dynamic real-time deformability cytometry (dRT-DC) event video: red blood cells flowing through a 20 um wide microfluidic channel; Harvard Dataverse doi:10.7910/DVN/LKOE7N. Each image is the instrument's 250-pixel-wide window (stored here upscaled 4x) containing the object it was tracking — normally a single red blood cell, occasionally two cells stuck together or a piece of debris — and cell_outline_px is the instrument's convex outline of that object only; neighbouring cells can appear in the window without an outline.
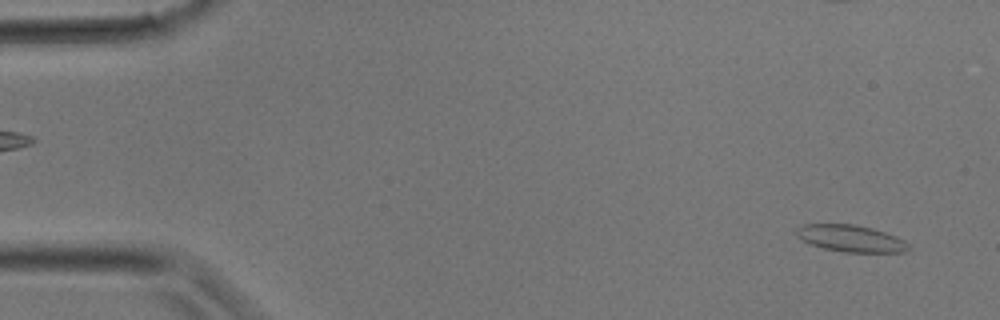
{"species": "common noctule bat (a hibernating species)", "species_latin": "Nyctalus noctula", "temperature_condition": "room temperature", "stored_images_in_passage": 31, "camera_frame_rate_fps": 3000, "um_per_image_px": 0.085, "animal": {"sex": "male", "body_mass_g": 17.9}, "frame": {"image": 1, "passage_image": 1, "time_ms": 0.0, "image_size_px": [1000, 320], "cell_outline_px": [[912, 248], [904, 252], [844, 252], [824, 248], [812, 244], [796, 236], [796, 228], [804, 224], [856, 224], [872, 228], [896, 236], [912, 244]], "centroid_in_image_um": [72.37, 20.26], "position_along_channel_um": 12.6, "area_um2": 17.57}}